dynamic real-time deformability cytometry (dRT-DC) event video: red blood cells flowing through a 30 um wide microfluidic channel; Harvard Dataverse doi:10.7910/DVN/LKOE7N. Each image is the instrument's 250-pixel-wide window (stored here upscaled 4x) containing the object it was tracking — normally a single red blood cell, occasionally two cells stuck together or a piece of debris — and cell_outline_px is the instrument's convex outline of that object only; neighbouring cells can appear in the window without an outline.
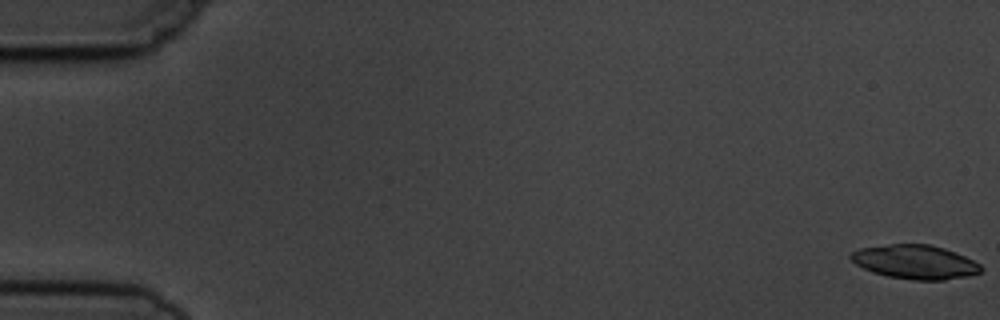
{"species": "common noctule bat (a hibernating species)", "species_latin": "Nyctalus noctula", "temperature_condition": "cold", "stored_images_in_passage": 6, "camera_frame_rate_fps": 3000, "um_per_image_px": 0.085, "animal": {"sex": "male", "body_mass_g": 19.5, "forearm_length_mm": 54.6}, "frame": {"image": 1, "passage_image": 1, "time_ms": 0.0, "image_size_px": [1000, 320], "cell_outline_px": [[984, 268], [980, 272], [968, 276], [944, 280], [912, 280], [888, 276], [872, 272], [856, 264], [848, 256], [852, 252], [860, 248], [888, 244], [928, 244], [944, 248], [964, 256], [980, 264]], "centroid_in_image_um": [77.78, 22.27], "position_along_channel_um": 7.2, "area_um2": 25.72}}
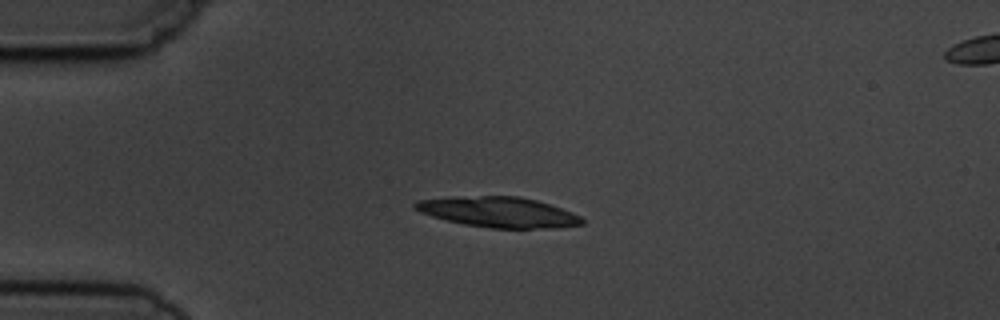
{"frame": {"image": 2, "passage_image": 5, "time_ms": 4.333, "image_size_px": [1000, 320], "cell_outline_px": [[584, 224], [556, 228], [492, 228], [464, 224], [432, 216], [420, 212], [412, 208], [412, 204], [416, 200], [456, 196], [520, 196], [536, 200], [572, 212], [580, 216], [584, 220]], "centroid_in_image_um": [42.35, 18.02], "position_along_channel_um": 42.7, "area_um2": 29.59}}